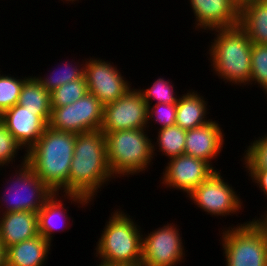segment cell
Listing matches in <instances>:
<instances>
[{
  "label": "cell",
  "instance_id": "cell-1",
  "mask_svg": "<svg viewBox=\"0 0 267 266\" xmlns=\"http://www.w3.org/2000/svg\"><path fill=\"white\" fill-rule=\"evenodd\" d=\"M115 179L107 161L105 134L101 130L76 134L65 198L85 208L108 181ZM96 194V195H95ZM85 206V207H84Z\"/></svg>",
  "mask_w": 267,
  "mask_h": 266
},
{
  "label": "cell",
  "instance_id": "cell-2",
  "mask_svg": "<svg viewBox=\"0 0 267 266\" xmlns=\"http://www.w3.org/2000/svg\"><path fill=\"white\" fill-rule=\"evenodd\" d=\"M75 139V133L47 126L40 139L27 151V163L54 193L69 194V171Z\"/></svg>",
  "mask_w": 267,
  "mask_h": 266
},
{
  "label": "cell",
  "instance_id": "cell-3",
  "mask_svg": "<svg viewBox=\"0 0 267 266\" xmlns=\"http://www.w3.org/2000/svg\"><path fill=\"white\" fill-rule=\"evenodd\" d=\"M125 213L124 210L116 209L102 230L94 249L101 265L141 266L144 231L134 218Z\"/></svg>",
  "mask_w": 267,
  "mask_h": 266
},
{
  "label": "cell",
  "instance_id": "cell-4",
  "mask_svg": "<svg viewBox=\"0 0 267 266\" xmlns=\"http://www.w3.org/2000/svg\"><path fill=\"white\" fill-rule=\"evenodd\" d=\"M214 32V33H212ZM217 32V33H216ZM216 37L208 54L214 74L231 85L249 86L253 43L238 26L211 30ZM247 84V85H246Z\"/></svg>",
  "mask_w": 267,
  "mask_h": 266
},
{
  "label": "cell",
  "instance_id": "cell-5",
  "mask_svg": "<svg viewBox=\"0 0 267 266\" xmlns=\"http://www.w3.org/2000/svg\"><path fill=\"white\" fill-rule=\"evenodd\" d=\"M118 130L105 134L107 161L114 178L145 172L155 157L149 128Z\"/></svg>",
  "mask_w": 267,
  "mask_h": 266
},
{
  "label": "cell",
  "instance_id": "cell-6",
  "mask_svg": "<svg viewBox=\"0 0 267 266\" xmlns=\"http://www.w3.org/2000/svg\"><path fill=\"white\" fill-rule=\"evenodd\" d=\"M223 228L220 235L226 266H267V242L252 221Z\"/></svg>",
  "mask_w": 267,
  "mask_h": 266
},
{
  "label": "cell",
  "instance_id": "cell-7",
  "mask_svg": "<svg viewBox=\"0 0 267 266\" xmlns=\"http://www.w3.org/2000/svg\"><path fill=\"white\" fill-rule=\"evenodd\" d=\"M20 158H22L21 164L16 166L19 169H15V172H13L15 174L11 175L10 180L7 182V186L10 187L5 188L7 191L0 197L2 198V200L0 199L1 206L5 205L3 208L0 206L2 209L0 214L16 211L38 213L46 201L54 194L27 163V153Z\"/></svg>",
  "mask_w": 267,
  "mask_h": 266
},
{
  "label": "cell",
  "instance_id": "cell-8",
  "mask_svg": "<svg viewBox=\"0 0 267 266\" xmlns=\"http://www.w3.org/2000/svg\"><path fill=\"white\" fill-rule=\"evenodd\" d=\"M103 106L92 93L87 92L72 104L51 108L48 126L75 134L100 130Z\"/></svg>",
  "mask_w": 267,
  "mask_h": 266
},
{
  "label": "cell",
  "instance_id": "cell-9",
  "mask_svg": "<svg viewBox=\"0 0 267 266\" xmlns=\"http://www.w3.org/2000/svg\"><path fill=\"white\" fill-rule=\"evenodd\" d=\"M221 171L214 172L187 197L209 215L227 217L242 210L243 201L231 184L225 182ZM233 214V215H232Z\"/></svg>",
  "mask_w": 267,
  "mask_h": 266
},
{
  "label": "cell",
  "instance_id": "cell-10",
  "mask_svg": "<svg viewBox=\"0 0 267 266\" xmlns=\"http://www.w3.org/2000/svg\"><path fill=\"white\" fill-rule=\"evenodd\" d=\"M176 225L167 223L142 235L141 266H177L184 262L182 234Z\"/></svg>",
  "mask_w": 267,
  "mask_h": 266
},
{
  "label": "cell",
  "instance_id": "cell-11",
  "mask_svg": "<svg viewBox=\"0 0 267 266\" xmlns=\"http://www.w3.org/2000/svg\"><path fill=\"white\" fill-rule=\"evenodd\" d=\"M147 111L146 101L140 92L134 87L130 88L122 97L103 106L100 130L108 133L147 128Z\"/></svg>",
  "mask_w": 267,
  "mask_h": 266
},
{
  "label": "cell",
  "instance_id": "cell-12",
  "mask_svg": "<svg viewBox=\"0 0 267 266\" xmlns=\"http://www.w3.org/2000/svg\"><path fill=\"white\" fill-rule=\"evenodd\" d=\"M87 60H85L84 77L88 92L103 105L116 101L132 87L113 62L100 58Z\"/></svg>",
  "mask_w": 267,
  "mask_h": 266
},
{
  "label": "cell",
  "instance_id": "cell-13",
  "mask_svg": "<svg viewBox=\"0 0 267 266\" xmlns=\"http://www.w3.org/2000/svg\"><path fill=\"white\" fill-rule=\"evenodd\" d=\"M160 180L162 186L186 192V197L217 170L207 161L182 154L168 160Z\"/></svg>",
  "mask_w": 267,
  "mask_h": 266
},
{
  "label": "cell",
  "instance_id": "cell-14",
  "mask_svg": "<svg viewBox=\"0 0 267 266\" xmlns=\"http://www.w3.org/2000/svg\"><path fill=\"white\" fill-rule=\"evenodd\" d=\"M50 115L51 111H29L16 104L0 114V121L26 153L43 135Z\"/></svg>",
  "mask_w": 267,
  "mask_h": 266
},
{
  "label": "cell",
  "instance_id": "cell-15",
  "mask_svg": "<svg viewBox=\"0 0 267 266\" xmlns=\"http://www.w3.org/2000/svg\"><path fill=\"white\" fill-rule=\"evenodd\" d=\"M195 29L208 33L214 29L238 26L240 9L232 0H189ZM203 29V30H202ZM206 30V31H205Z\"/></svg>",
  "mask_w": 267,
  "mask_h": 266
},
{
  "label": "cell",
  "instance_id": "cell-16",
  "mask_svg": "<svg viewBox=\"0 0 267 266\" xmlns=\"http://www.w3.org/2000/svg\"><path fill=\"white\" fill-rule=\"evenodd\" d=\"M220 126L211 119L205 125L187 130L184 154L203 159L213 166L211 161L220 155L224 147L225 133Z\"/></svg>",
  "mask_w": 267,
  "mask_h": 266
},
{
  "label": "cell",
  "instance_id": "cell-17",
  "mask_svg": "<svg viewBox=\"0 0 267 266\" xmlns=\"http://www.w3.org/2000/svg\"><path fill=\"white\" fill-rule=\"evenodd\" d=\"M0 215V241L5 250L39 235L38 213L16 211Z\"/></svg>",
  "mask_w": 267,
  "mask_h": 266
},
{
  "label": "cell",
  "instance_id": "cell-18",
  "mask_svg": "<svg viewBox=\"0 0 267 266\" xmlns=\"http://www.w3.org/2000/svg\"><path fill=\"white\" fill-rule=\"evenodd\" d=\"M51 246L41 235L12 245L6 249L5 266H44Z\"/></svg>",
  "mask_w": 267,
  "mask_h": 266
},
{
  "label": "cell",
  "instance_id": "cell-19",
  "mask_svg": "<svg viewBox=\"0 0 267 266\" xmlns=\"http://www.w3.org/2000/svg\"><path fill=\"white\" fill-rule=\"evenodd\" d=\"M187 90L185 94L180 95L177 102L176 123L175 125L185 130L194 129L210 122L207 120V104L204 96L197 91Z\"/></svg>",
  "mask_w": 267,
  "mask_h": 266
},
{
  "label": "cell",
  "instance_id": "cell-20",
  "mask_svg": "<svg viewBox=\"0 0 267 266\" xmlns=\"http://www.w3.org/2000/svg\"><path fill=\"white\" fill-rule=\"evenodd\" d=\"M238 25L252 43L267 45V0H253L240 8Z\"/></svg>",
  "mask_w": 267,
  "mask_h": 266
},
{
  "label": "cell",
  "instance_id": "cell-21",
  "mask_svg": "<svg viewBox=\"0 0 267 266\" xmlns=\"http://www.w3.org/2000/svg\"><path fill=\"white\" fill-rule=\"evenodd\" d=\"M59 194L61 192L54 193L38 211L39 235L43 236L50 243L53 241V234L66 230L67 225H69L68 222L66 224V221L71 220V217L67 215L68 208L66 210L65 204L62 202L63 199Z\"/></svg>",
  "mask_w": 267,
  "mask_h": 266
},
{
  "label": "cell",
  "instance_id": "cell-22",
  "mask_svg": "<svg viewBox=\"0 0 267 266\" xmlns=\"http://www.w3.org/2000/svg\"><path fill=\"white\" fill-rule=\"evenodd\" d=\"M157 131H158L157 133L158 137L156 136L155 138L157 139V141L156 142L152 141L153 156L154 155L157 156L156 155L157 151L162 152L163 154L161 153V155L167 156L168 159L184 154L185 138L187 130L182 129L177 125H174L158 129Z\"/></svg>",
  "mask_w": 267,
  "mask_h": 266
},
{
  "label": "cell",
  "instance_id": "cell-23",
  "mask_svg": "<svg viewBox=\"0 0 267 266\" xmlns=\"http://www.w3.org/2000/svg\"><path fill=\"white\" fill-rule=\"evenodd\" d=\"M18 104L29 111H51L50 93L32 74L22 86Z\"/></svg>",
  "mask_w": 267,
  "mask_h": 266
},
{
  "label": "cell",
  "instance_id": "cell-24",
  "mask_svg": "<svg viewBox=\"0 0 267 266\" xmlns=\"http://www.w3.org/2000/svg\"><path fill=\"white\" fill-rule=\"evenodd\" d=\"M74 60L70 62L65 63L62 66V68L58 67L55 68L53 72L44 75L41 77L40 75L35 78L41 83V85L49 92L51 93L58 87L64 85L65 83L71 82L76 79H85L84 77V68H85V62L83 61V64H79L78 62H75L72 64ZM79 64V65H78ZM59 69V70H58ZM58 70V71H55ZM55 71V72H54Z\"/></svg>",
  "mask_w": 267,
  "mask_h": 266
},
{
  "label": "cell",
  "instance_id": "cell-25",
  "mask_svg": "<svg viewBox=\"0 0 267 266\" xmlns=\"http://www.w3.org/2000/svg\"><path fill=\"white\" fill-rule=\"evenodd\" d=\"M174 85L172 81L166 80L163 77L158 78L152 82L151 87L146 89H137L142 98L146 101L147 107L152 105V101H156L154 104L166 103V104H177L179 95L177 96V91L174 92ZM151 102V103H150Z\"/></svg>",
  "mask_w": 267,
  "mask_h": 266
},
{
  "label": "cell",
  "instance_id": "cell-26",
  "mask_svg": "<svg viewBox=\"0 0 267 266\" xmlns=\"http://www.w3.org/2000/svg\"><path fill=\"white\" fill-rule=\"evenodd\" d=\"M88 92L85 79L65 83L50 93L51 108L62 107L76 102Z\"/></svg>",
  "mask_w": 267,
  "mask_h": 266
},
{
  "label": "cell",
  "instance_id": "cell-27",
  "mask_svg": "<svg viewBox=\"0 0 267 266\" xmlns=\"http://www.w3.org/2000/svg\"><path fill=\"white\" fill-rule=\"evenodd\" d=\"M1 73V71H0ZM11 74H0V114L18 104L24 82L30 77L15 78Z\"/></svg>",
  "mask_w": 267,
  "mask_h": 266
},
{
  "label": "cell",
  "instance_id": "cell-28",
  "mask_svg": "<svg viewBox=\"0 0 267 266\" xmlns=\"http://www.w3.org/2000/svg\"><path fill=\"white\" fill-rule=\"evenodd\" d=\"M258 84L267 94V45L254 44L251 47V84Z\"/></svg>",
  "mask_w": 267,
  "mask_h": 266
},
{
  "label": "cell",
  "instance_id": "cell-29",
  "mask_svg": "<svg viewBox=\"0 0 267 266\" xmlns=\"http://www.w3.org/2000/svg\"><path fill=\"white\" fill-rule=\"evenodd\" d=\"M261 137L255 138L244 150L242 160L245 169H267V134Z\"/></svg>",
  "mask_w": 267,
  "mask_h": 266
},
{
  "label": "cell",
  "instance_id": "cell-30",
  "mask_svg": "<svg viewBox=\"0 0 267 266\" xmlns=\"http://www.w3.org/2000/svg\"><path fill=\"white\" fill-rule=\"evenodd\" d=\"M23 150L22 146L12 136L8 129L0 121V169L14 164L18 151ZM14 161V163H13Z\"/></svg>",
  "mask_w": 267,
  "mask_h": 266
},
{
  "label": "cell",
  "instance_id": "cell-31",
  "mask_svg": "<svg viewBox=\"0 0 267 266\" xmlns=\"http://www.w3.org/2000/svg\"><path fill=\"white\" fill-rule=\"evenodd\" d=\"M176 111L177 104L160 103L148 106L147 128L150 126L149 123L152 124V121H155L156 124L158 123V125H160L158 129L174 126L176 123Z\"/></svg>",
  "mask_w": 267,
  "mask_h": 266
},
{
  "label": "cell",
  "instance_id": "cell-32",
  "mask_svg": "<svg viewBox=\"0 0 267 266\" xmlns=\"http://www.w3.org/2000/svg\"><path fill=\"white\" fill-rule=\"evenodd\" d=\"M248 176L251 177L252 182L259 186L261 192L267 199V169H246Z\"/></svg>",
  "mask_w": 267,
  "mask_h": 266
},
{
  "label": "cell",
  "instance_id": "cell-33",
  "mask_svg": "<svg viewBox=\"0 0 267 266\" xmlns=\"http://www.w3.org/2000/svg\"><path fill=\"white\" fill-rule=\"evenodd\" d=\"M266 212V213H265ZM263 215L261 214L260 218H253L252 221L258 226V228L263 232L266 242H267V211Z\"/></svg>",
  "mask_w": 267,
  "mask_h": 266
},
{
  "label": "cell",
  "instance_id": "cell-34",
  "mask_svg": "<svg viewBox=\"0 0 267 266\" xmlns=\"http://www.w3.org/2000/svg\"><path fill=\"white\" fill-rule=\"evenodd\" d=\"M5 248L3 247V243L0 241V266H5Z\"/></svg>",
  "mask_w": 267,
  "mask_h": 266
},
{
  "label": "cell",
  "instance_id": "cell-35",
  "mask_svg": "<svg viewBox=\"0 0 267 266\" xmlns=\"http://www.w3.org/2000/svg\"><path fill=\"white\" fill-rule=\"evenodd\" d=\"M236 5L237 7L240 9L242 8L243 6H245L248 2H251L253 0H232Z\"/></svg>",
  "mask_w": 267,
  "mask_h": 266
},
{
  "label": "cell",
  "instance_id": "cell-36",
  "mask_svg": "<svg viewBox=\"0 0 267 266\" xmlns=\"http://www.w3.org/2000/svg\"><path fill=\"white\" fill-rule=\"evenodd\" d=\"M63 1V0H61ZM65 2H67V4L71 1V3L75 2V1H79V0H64ZM69 1V2H68Z\"/></svg>",
  "mask_w": 267,
  "mask_h": 266
}]
</instances>
